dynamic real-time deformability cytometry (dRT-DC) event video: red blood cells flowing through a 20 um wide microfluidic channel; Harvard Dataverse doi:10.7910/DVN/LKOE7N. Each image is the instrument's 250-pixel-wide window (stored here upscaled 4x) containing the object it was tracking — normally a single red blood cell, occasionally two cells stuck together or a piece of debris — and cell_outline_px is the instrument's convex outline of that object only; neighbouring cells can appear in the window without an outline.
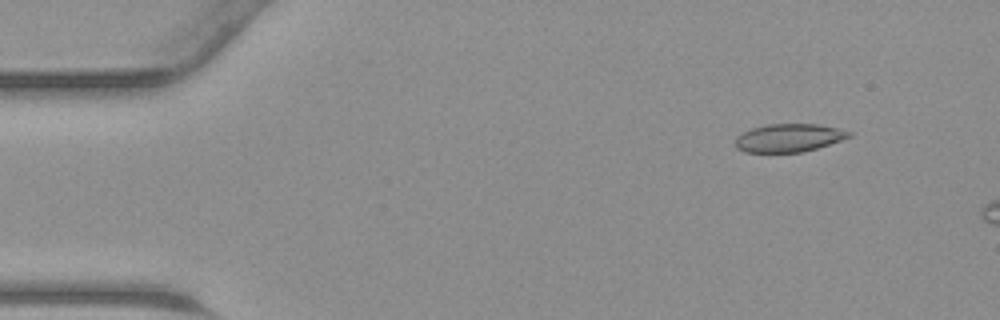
{"species": "common noctule bat (a hibernating species)", "species_latin": "Nyctalus noctula", "temperature_condition": "warm", "stored_images_in_passage": 10, "camera_frame_rate_fps": 3000, "um_per_image_px": 0.085, "animal": {"sex": "male", "body_mass_g": 23.1, "forearm_length_mm": 52.7}, "frame": {"image": 1, "passage_image": 5, "time_ms": 1.333, "image_size_px": [1000, 320], "cell_outline_px": [[852, 136], [804, 152], [744, 152], [736, 148], [736, 136], [752, 128], [768, 124], [816, 124], [836, 128], [852, 132]], "centroid_in_image_um": [67.03, 11.72], "position_along_channel_um": 18.0, "area_um2": 18.44}}